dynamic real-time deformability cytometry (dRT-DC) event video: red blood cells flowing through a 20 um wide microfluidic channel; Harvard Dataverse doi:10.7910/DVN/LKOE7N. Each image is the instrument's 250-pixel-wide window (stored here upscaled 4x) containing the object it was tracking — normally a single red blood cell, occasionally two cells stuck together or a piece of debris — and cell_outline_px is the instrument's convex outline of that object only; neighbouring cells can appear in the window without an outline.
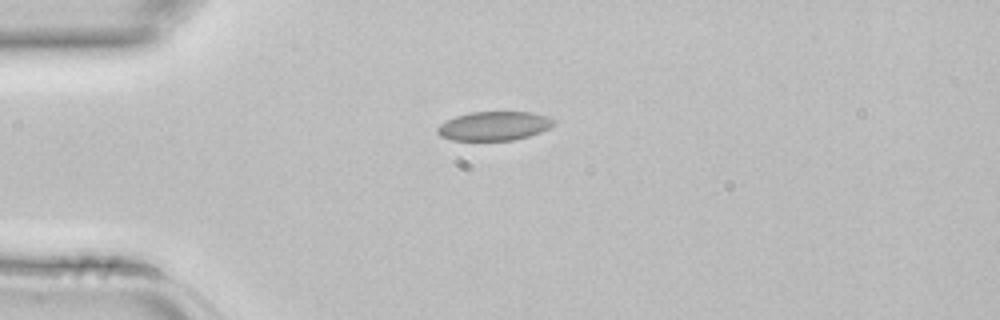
{"species": "common noctule bat (a hibernating species)", "species_latin": "Nyctalus noctula", "temperature_condition": "room temperature", "stored_images_in_passage": 1, "camera_frame_rate_fps": 3000, "um_per_image_px": 0.085, "animal": {"sex": "female", "body_mass_g": 22.7, "forearm_length_mm": 54.2}, "frame": {"image": 1, "passage_image": 1, "time_ms": 0.0, "image_size_px": [1000, 320], "cell_outline_px": [[556, 120], [548, 128], [540, 132], [528, 136], [512, 140], [452, 140], [440, 136], [436, 132], [436, 128], [440, 124], [456, 116], [472, 112], [532, 112], [548, 116]], "centroid_in_image_um": [41.98, 10.7], "position_along_channel_um": 43.0, "area_um2": 19.54}}